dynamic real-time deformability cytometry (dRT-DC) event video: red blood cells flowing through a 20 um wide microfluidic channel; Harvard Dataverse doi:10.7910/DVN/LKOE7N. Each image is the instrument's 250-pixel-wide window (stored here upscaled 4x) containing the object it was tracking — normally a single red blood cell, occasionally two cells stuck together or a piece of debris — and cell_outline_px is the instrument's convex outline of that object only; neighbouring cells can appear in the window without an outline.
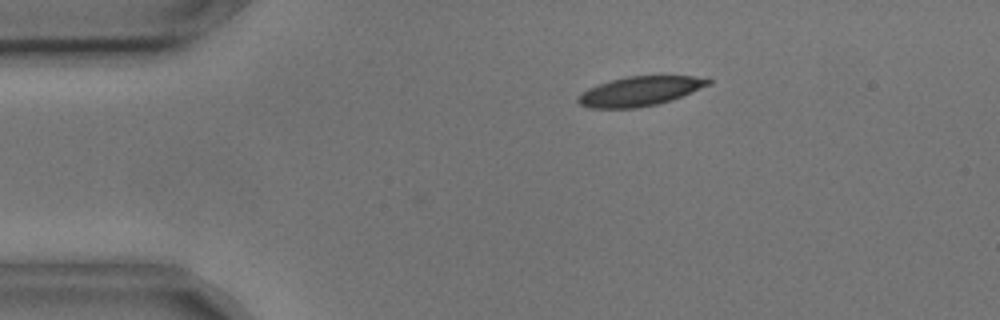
{"species": "common noctule bat (a hibernating species)", "species_latin": "Nyctalus noctula", "temperature_condition": "cold", "stored_images_in_passage": 40, "camera_frame_rate_fps": 3000, "um_per_image_px": 0.085, "animal": {"sex": "male", "body_mass_g": 17.9, "forearm_length_mm": 54.2}, "frame": {"image": 1, "passage_image": 3, "time_ms": 0.667, "image_size_px": [1000, 320], "cell_outline_px": [[712, 84], [672, 100], [656, 104], [636, 108], [588, 108], [580, 104], [576, 100], [576, 96], [588, 88], [612, 80], [628, 76], [692, 76], [712, 80]], "centroid_in_image_um": [54.37, 7.76], "position_along_channel_um": 30.6, "area_um2": 22.25}}
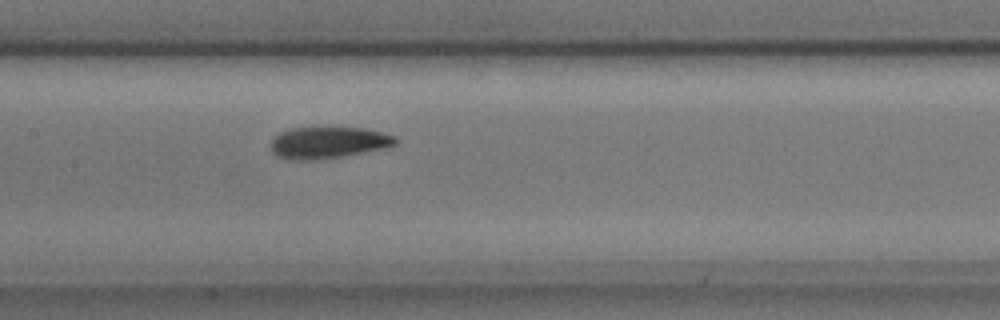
{"frame": {"image": 2, "passage_image": 19, "time_ms": 6.0, "image_size_px": [1000, 320], "cell_outline_px": [[400, 140], [396, 144], [388, 148], [340, 156], [312, 160], [288, 160], [276, 156], [272, 152], [272, 140], [280, 132], [288, 128], [312, 124], [364, 128], [396, 136]], "centroid_in_image_um": [27.89, 12.06], "position_along_channel_um": 179.5, "area_um2": 24.04}}
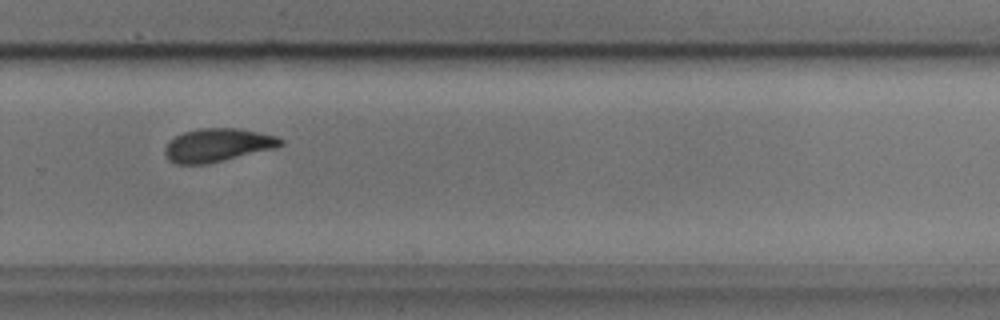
{"frame": {"image": 3, "passage_image": 30, "time_ms": 9.667, "image_size_px": [1000, 320], "cell_outline_px": [[284, 144], [276, 148], [204, 164], [176, 164], [168, 160], [164, 152], [164, 148], [176, 136], [184, 132], [200, 128], [236, 128], [260, 132], [276, 136], [284, 140]], "centroid_in_image_um": [18.51, 12.33], "position_along_channel_um": 311.3, "area_um2": 22.25}, "authors_computed_cell_mechanics": {"area_um2": 22.831, "velocity_mm_per_s": 3.6099, "shape_relaxation_time_tau1_ms": 4.8629, "shape_relaxation_time_tau2_ms": 3.3164, "deformation_change_tau1": 0.1342, "deformation_change_tau2": 0.0869}}